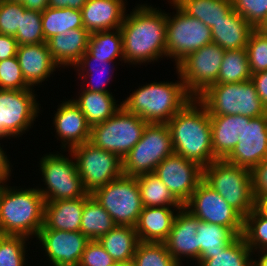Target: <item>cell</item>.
I'll return each instance as SVG.
<instances>
[{"label":"cell","instance_id":"obj_3","mask_svg":"<svg viewBox=\"0 0 267 266\" xmlns=\"http://www.w3.org/2000/svg\"><path fill=\"white\" fill-rule=\"evenodd\" d=\"M7 182L0 187V234L36 238L44 225L43 195L37 187H11Z\"/></svg>","mask_w":267,"mask_h":266},{"label":"cell","instance_id":"obj_28","mask_svg":"<svg viewBox=\"0 0 267 266\" xmlns=\"http://www.w3.org/2000/svg\"><path fill=\"white\" fill-rule=\"evenodd\" d=\"M212 148L217 160H224L239 142L243 129L242 115L210 116Z\"/></svg>","mask_w":267,"mask_h":266},{"label":"cell","instance_id":"obj_51","mask_svg":"<svg viewBox=\"0 0 267 266\" xmlns=\"http://www.w3.org/2000/svg\"><path fill=\"white\" fill-rule=\"evenodd\" d=\"M3 139V137H0L1 141ZM1 144L2 143H0V181L6 182L10 180V177L13 172V169L11 167L13 166L11 164L10 159L8 158L9 156H7L6 154V151H4L6 149H3L4 146L2 145L1 147Z\"/></svg>","mask_w":267,"mask_h":266},{"label":"cell","instance_id":"obj_36","mask_svg":"<svg viewBox=\"0 0 267 266\" xmlns=\"http://www.w3.org/2000/svg\"><path fill=\"white\" fill-rule=\"evenodd\" d=\"M87 52L93 58H101L109 62H116V59H119L125 63L120 28L91 33Z\"/></svg>","mask_w":267,"mask_h":266},{"label":"cell","instance_id":"obj_16","mask_svg":"<svg viewBox=\"0 0 267 266\" xmlns=\"http://www.w3.org/2000/svg\"><path fill=\"white\" fill-rule=\"evenodd\" d=\"M153 173L182 205L190 199L203 180V168L176 153L165 158Z\"/></svg>","mask_w":267,"mask_h":266},{"label":"cell","instance_id":"obj_23","mask_svg":"<svg viewBox=\"0 0 267 266\" xmlns=\"http://www.w3.org/2000/svg\"><path fill=\"white\" fill-rule=\"evenodd\" d=\"M182 207H144L135 225L140 242L164 243Z\"/></svg>","mask_w":267,"mask_h":266},{"label":"cell","instance_id":"obj_4","mask_svg":"<svg viewBox=\"0 0 267 266\" xmlns=\"http://www.w3.org/2000/svg\"><path fill=\"white\" fill-rule=\"evenodd\" d=\"M179 80L159 81L138 86L129 97L122 100V107L138 115L147 123H167L191 99L176 70Z\"/></svg>","mask_w":267,"mask_h":266},{"label":"cell","instance_id":"obj_41","mask_svg":"<svg viewBox=\"0 0 267 266\" xmlns=\"http://www.w3.org/2000/svg\"><path fill=\"white\" fill-rule=\"evenodd\" d=\"M242 237L252 252L267 246V218L255 208L244 218Z\"/></svg>","mask_w":267,"mask_h":266},{"label":"cell","instance_id":"obj_5","mask_svg":"<svg viewBox=\"0 0 267 266\" xmlns=\"http://www.w3.org/2000/svg\"><path fill=\"white\" fill-rule=\"evenodd\" d=\"M203 180L243 218L255 208L250 169L215 160L203 168Z\"/></svg>","mask_w":267,"mask_h":266},{"label":"cell","instance_id":"obj_31","mask_svg":"<svg viewBox=\"0 0 267 266\" xmlns=\"http://www.w3.org/2000/svg\"><path fill=\"white\" fill-rule=\"evenodd\" d=\"M199 244V261L194 266H200L211 254L222 251L232 243L238 235L230 228L216 224L200 222L197 227Z\"/></svg>","mask_w":267,"mask_h":266},{"label":"cell","instance_id":"obj_2","mask_svg":"<svg viewBox=\"0 0 267 266\" xmlns=\"http://www.w3.org/2000/svg\"><path fill=\"white\" fill-rule=\"evenodd\" d=\"M174 153L202 168L217 160L213 154L211 120L206 107L193 98L167 122Z\"/></svg>","mask_w":267,"mask_h":266},{"label":"cell","instance_id":"obj_18","mask_svg":"<svg viewBox=\"0 0 267 266\" xmlns=\"http://www.w3.org/2000/svg\"><path fill=\"white\" fill-rule=\"evenodd\" d=\"M35 244H40L52 266H78L87 243L90 241L80 231L40 229Z\"/></svg>","mask_w":267,"mask_h":266},{"label":"cell","instance_id":"obj_25","mask_svg":"<svg viewBox=\"0 0 267 266\" xmlns=\"http://www.w3.org/2000/svg\"><path fill=\"white\" fill-rule=\"evenodd\" d=\"M86 196L45 202L44 225L41 229L80 231Z\"/></svg>","mask_w":267,"mask_h":266},{"label":"cell","instance_id":"obj_17","mask_svg":"<svg viewBox=\"0 0 267 266\" xmlns=\"http://www.w3.org/2000/svg\"><path fill=\"white\" fill-rule=\"evenodd\" d=\"M267 159V113L250 118L243 116V129L239 134V142L225 161L252 169Z\"/></svg>","mask_w":267,"mask_h":266},{"label":"cell","instance_id":"obj_44","mask_svg":"<svg viewBox=\"0 0 267 266\" xmlns=\"http://www.w3.org/2000/svg\"><path fill=\"white\" fill-rule=\"evenodd\" d=\"M0 89L24 90L31 88L21 72L16 56L0 61Z\"/></svg>","mask_w":267,"mask_h":266},{"label":"cell","instance_id":"obj_48","mask_svg":"<svg viewBox=\"0 0 267 266\" xmlns=\"http://www.w3.org/2000/svg\"><path fill=\"white\" fill-rule=\"evenodd\" d=\"M250 171L254 197L267 196V159L253 167Z\"/></svg>","mask_w":267,"mask_h":266},{"label":"cell","instance_id":"obj_54","mask_svg":"<svg viewBox=\"0 0 267 266\" xmlns=\"http://www.w3.org/2000/svg\"><path fill=\"white\" fill-rule=\"evenodd\" d=\"M255 198V209L264 217L267 218V196L265 197H254Z\"/></svg>","mask_w":267,"mask_h":266},{"label":"cell","instance_id":"obj_13","mask_svg":"<svg viewBox=\"0 0 267 266\" xmlns=\"http://www.w3.org/2000/svg\"><path fill=\"white\" fill-rule=\"evenodd\" d=\"M224 53L221 46L212 42L187 55L174 67L192 98H198L216 84Z\"/></svg>","mask_w":267,"mask_h":266},{"label":"cell","instance_id":"obj_8","mask_svg":"<svg viewBox=\"0 0 267 266\" xmlns=\"http://www.w3.org/2000/svg\"><path fill=\"white\" fill-rule=\"evenodd\" d=\"M147 124L138 115L121 107L105 122L91 126L89 142L123 159L139 142Z\"/></svg>","mask_w":267,"mask_h":266},{"label":"cell","instance_id":"obj_6","mask_svg":"<svg viewBox=\"0 0 267 266\" xmlns=\"http://www.w3.org/2000/svg\"><path fill=\"white\" fill-rule=\"evenodd\" d=\"M46 153L39 160L38 170L43 187H37L46 202L81 198L88 194L77 171L73 155L68 150ZM71 157V158H69ZM46 186V187H45ZM45 187V188H44Z\"/></svg>","mask_w":267,"mask_h":266},{"label":"cell","instance_id":"obj_56","mask_svg":"<svg viewBox=\"0 0 267 266\" xmlns=\"http://www.w3.org/2000/svg\"><path fill=\"white\" fill-rule=\"evenodd\" d=\"M258 29L267 33V18H266L265 22Z\"/></svg>","mask_w":267,"mask_h":266},{"label":"cell","instance_id":"obj_53","mask_svg":"<svg viewBox=\"0 0 267 266\" xmlns=\"http://www.w3.org/2000/svg\"><path fill=\"white\" fill-rule=\"evenodd\" d=\"M10 2L21 3L27 10L43 12L48 8V0H7Z\"/></svg>","mask_w":267,"mask_h":266},{"label":"cell","instance_id":"obj_38","mask_svg":"<svg viewBox=\"0 0 267 266\" xmlns=\"http://www.w3.org/2000/svg\"><path fill=\"white\" fill-rule=\"evenodd\" d=\"M253 258V252L240 235L222 251L211 254L200 266H253Z\"/></svg>","mask_w":267,"mask_h":266},{"label":"cell","instance_id":"obj_27","mask_svg":"<svg viewBox=\"0 0 267 266\" xmlns=\"http://www.w3.org/2000/svg\"><path fill=\"white\" fill-rule=\"evenodd\" d=\"M114 64H117V63L104 61V59H101V58H93L86 51L81 56L80 60L72 67L73 69H75L74 71L78 73L77 74L79 77L78 79L81 78L80 80L81 81L83 80L80 83L82 84L80 85V90H88L91 92L112 93L107 88L109 87L107 86V84H109L110 81L112 82L111 78H113L112 75H114V72H115Z\"/></svg>","mask_w":267,"mask_h":266},{"label":"cell","instance_id":"obj_21","mask_svg":"<svg viewBox=\"0 0 267 266\" xmlns=\"http://www.w3.org/2000/svg\"><path fill=\"white\" fill-rule=\"evenodd\" d=\"M16 57L26 83L33 88L48 81L60 68L53 60L47 42L32 45H18Z\"/></svg>","mask_w":267,"mask_h":266},{"label":"cell","instance_id":"obj_15","mask_svg":"<svg viewBox=\"0 0 267 266\" xmlns=\"http://www.w3.org/2000/svg\"><path fill=\"white\" fill-rule=\"evenodd\" d=\"M183 207L201 222L228 227L238 236L243 233L244 218L204 180Z\"/></svg>","mask_w":267,"mask_h":266},{"label":"cell","instance_id":"obj_12","mask_svg":"<svg viewBox=\"0 0 267 266\" xmlns=\"http://www.w3.org/2000/svg\"><path fill=\"white\" fill-rule=\"evenodd\" d=\"M69 151L74 157L84 189L90 194L123 175L122 159L115 153L97 148L89 141Z\"/></svg>","mask_w":267,"mask_h":266},{"label":"cell","instance_id":"obj_11","mask_svg":"<svg viewBox=\"0 0 267 266\" xmlns=\"http://www.w3.org/2000/svg\"><path fill=\"white\" fill-rule=\"evenodd\" d=\"M92 197L110 214L116 225L135 227L144 206L137 178L122 175L95 189Z\"/></svg>","mask_w":267,"mask_h":266},{"label":"cell","instance_id":"obj_42","mask_svg":"<svg viewBox=\"0 0 267 266\" xmlns=\"http://www.w3.org/2000/svg\"><path fill=\"white\" fill-rule=\"evenodd\" d=\"M18 45H32L46 42L42 29L41 12L26 10L21 16L20 28L14 36Z\"/></svg>","mask_w":267,"mask_h":266},{"label":"cell","instance_id":"obj_35","mask_svg":"<svg viewBox=\"0 0 267 266\" xmlns=\"http://www.w3.org/2000/svg\"><path fill=\"white\" fill-rule=\"evenodd\" d=\"M136 178L144 207H183L153 172Z\"/></svg>","mask_w":267,"mask_h":266},{"label":"cell","instance_id":"obj_19","mask_svg":"<svg viewBox=\"0 0 267 266\" xmlns=\"http://www.w3.org/2000/svg\"><path fill=\"white\" fill-rule=\"evenodd\" d=\"M200 222L199 218L193 216L184 207L179 209L175 215L171 231L164 243L180 266H183L184 261L187 264L188 261L192 260V263L195 261V265L199 261V244L196 234Z\"/></svg>","mask_w":267,"mask_h":266},{"label":"cell","instance_id":"obj_40","mask_svg":"<svg viewBox=\"0 0 267 266\" xmlns=\"http://www.w3.org/2000/svg\"><path fill=\"white\" fill-rule=\"evenodd\" d=\"M133 261L137 266H180L169 253L165 243L140 242Z\"/></svg>","mask_w":267,"mask_h":266},{"label":"cell","instance_id":"obj_29","mask_svg":"<svg viewBox=\"0 0 267 266\" xmlns=\"http://www.w3.org/2000/svg\"><path fill=\"white\" fill-rule=\"evenodd\" d=\"M78 93L76 98L72 100L81 109L91 126L105 122L122 107V102L117 104L118 101L113 97L112 93L91 92L88 90H79Z\"/></svg>","mask_w":267,"mask_h":266},{"label":"cell","instance_id":"obj_24","mask_svg":"<svg viewBox=\"0 0 267 266\" xmlns=\"http://www.w3.org/2000/svg\"><path fill=\"white\" fill-rule=\"evenodd\" d=\"M90 33L85 28L67 30L47 41L53 60L62 69L71 68L87 51Z\"/></svg>","mask_w":267,"mask_h":266},{"label":"cell","instance_id":"obj_39","mask_svg":"<svg viewBox=\"0 0 267 266\" xmlns=\"http://www.w3.org/2000/svg\"><path fill=\"white\" fill-rule=\"evenodd\" d=\"M29 240L22 235L0 234V266H28L26 254L27 245L31 243Z\"/></svg>","mask_w":267,"mask_h":266},{"label":"cell","instance_id":"obj_49","mask_svg":"<svg viewBox=\"0 0 267 266\" xmlns=\"http://www.w3.org/2000/svg\"><path fill=\"white\" fill-rule=\"evenodd\" d=\"M18 43L14 36L0 34V61L16 56Z\"/></svg>","mask_w":267,"mask_h":266},{"label":"cell","instance_id":"obj_43","mask_svg":"<svg viewBox=\"0 0 267 266\" xmlns=\"http://www.w3.org/2000/svg\"><path fill=\"white\" fill-rule=\"evenodd\" d=\"M251 74L267 71V33L254 29L246 45Z\"/></svg>","mask_w":267,"mask_h":266},{"label":"cell","instance_id":"obj_1","mask_svg":"<svg viewBox=\"0 0 267 266\" xmlns=\"http://www.w3.org/2000/svg\"><path fill=\"white\" fill-rule=\"evenodd\" d=\"M151 4H136L120 27L125 64L158 63L166 58L165 10ZM160 60V61H159Z\"/></svg>","mask_w":267,"mask_h":266},{"label":"cell","instance_id":"obj_30","mask_svg":"<svg viewBox=\"0 0 267 266\" xmlns=\"http://www.w3.org/2000/svg\"><path fill=\"white\" fill-rule=\"evenodd\" d=\"M98 241L117 264L133 261L140 243L135 227L122 225H116Z\"/></svg>","mask_w":267,"mask_h":266},{"label":"cell","instance_id":"obj_57","mask_svg":"<svg viewBox=\"0 0 267 266\" xmlns=\"http://www.w3.org/2000/svg\"><path fill=\"white\" fill-rule=\"evenodd\" d=\"M119 266H137L134 261L120 263Z\"/></svg>","mask_w":267,"mask_h":266},{"label":"cell","instance_id":"obj_7","mask_svg":"<svg viewBox=\"0 0 267 266\" xmlns=\"http://www.w3.org/2000/svg\"><path fill=\"white\" fill-rule=\"evenodd\" d=\"M197 99L210 116L242 115L255 118L267 113L251 79L241 83L214 84Z\"/></svg>","mask_w":267,"mask_h":266},{"label":"cell","instance_id":"obj_34","mask_svg":"<svg viewBox=\"0 0 267 266\" xmlns=\"http://www.w3.org/2000/svg\"><path fill=\"white\" fill-rule=\"evenodd\" d=\"M44 39L65 33L67 30L84 28L81 10L72 8H46L41 12Z\"/></svg>","mask_w":267,"mask_h":266},{"label":"cell","instance_id":"obj_14","mask_svg":"<svg viewBox=\"0 0 267 266\" xmlns=\"http://www.w3.org/2000/svg\"><path fill=\"white\" fill-rule=\"evenodd\" d=\"M36 89H0V137L17 138L33 127L41 105Z\"/></svg>","mask_w":267,"mask_h":266},{"label":"cell","instance_id":"obj_26","mask_svg":"<svg viewBox=\"0 0 267 266\" xmlns=\"http://www.w3.org/2000/svg\"><path fill=\"white\" fill-rule=\"evenodd\" d=\"M255 28L238 12L232 10L230 14L211 28L213 43L226 50L246 48L251 32Z\"/></svg>","mask_w":267,"mask_h":266},{"label":"cell","instance_id":"obj_47","mask_svg":"<svg viewBox=\"0 0 267 266\" xmlns=\"http://www.w3.org/2000/svg\"><path fill=\"white\" fill-rule=\"evenodd\" d=\"M117 262L107 253L98 240H90L78 266H117Z\"/></svg>","mask_w":267,"mask_h":266},{"label":"cell","instance_id":"obj_52","mask_svg":"<svg viewBox=\"0 0 267 266\" xmlns=\"http://www.w3.org/2000/svg\"><path fill=\"white\" fill-rule=\"evenodd\" d=\"M87 0H48V7L51 8H72L81 10Z\"/></svg>","mask_w":267,"mask_h":266},{"label":"cell","instance_id":"obj_32","mask_svg":"<svg viewBox=\"0 0 267 266\" xmlns=\"http://www.w3.org/2000/svg\"><path fill=\"white\" fill-rule=\"evenodd\" d=\"M187 15L201 20L210 29L233 10L231 0H172Z\"/></svg>","mask_w":267,"mask_h":266},{"label":"cell","instance_id":"obj_58","mask_svg":"<svg viewBox=\"0 0 267 266\" xmlns=\"http://www.w3.org/2000/svg\"><path fill=\"white\" fill-rule=\"evenodd\" d=\"M263 250L267 253V246Z\"/></svg>","mask_w":267,"mask_h":266},{"label":"cell","instance_id":"obj_20","mask_svg":"<svg viewBox=\"0 0 267 266\" xmlns=\"http://www.w3.org/2000/svg\"><path fill=\"white\" fill-rule=\"evenodd\" d=\"M53 117L55 138L61 141V150L71 148L90 140L91 125L87 122L81 109L71 99L60 101Z\"/></svg>","mask_w":267,"mask_h":266},{"label":"cell","instance_id":"obj_46","mask_svg":"<svg viewBox=\"0 0 267 266\" xmlns=\"http://www.w3.org/2000/svg\"><path fill=\"white\" fill-rule=\"evenodd\" d=\"M26 10L21 3L0 0V34L15 36Z\"/></svg>","mask_w":267,"mask_h":266},{"label":"cell","instance_id":"obj_55","mask_svg":"<svg viewBox=\"0 0 267 266\" xmlns=\"http://www.w3.org/2000/svg\"><path fill=\"white\" fill-rule=\"evenodd\" d=\"M253 255L258 257L253 258V266H267V253L264 250L253 252Z\"/></svg>","mask_w":267,"mask_h":266},{"label":"cell","instance_id":"obj_22","mask_svg":"<svg viewBox=\"0 0 267 266\" xmlns=\"http://www.w3.org/2000/svg\"><path fill=\"white\" fill-rule=\"evenodd\" d=\"M127 0H87L81 9L84 28L91 34L120 28Z\"/></svg>","mask_w":267,"mask_h":266},{"label":"cell","instance_id":"obj_33","mask_svg":"<svg viewBox=\"0 0 267 266\" xmlns=\"http://www.w3.org/2000/svg\"><path fill=\"white\" fill-rule=\"evenodd\" d=\"M115 226L110 214L88 193L82 212L80 232L89 240H98Z\"/></svg>","mask_w":267,"mask_h":266},{"label":"cell","instance_id":"obj_50","mask_svg":"<svg viewBox=\"0 0 267 266\" xmlns=\"http://www.w3.org/2000/svg\"><path fill=\"white\" fill-rule=\"evenodd\" d=\"M251 81L255 85L262 104L267 108V71L252 74Z\"/></svg>","mask_w":267,"mask_h":266},{"label":"cell","instance_id":"obj_10","mask_svg":"<svg viewBox=\"0 0 267 266\" xmlns=\"http://www.w3.org/2000/svg\"><path fill=\"white\" fill-rule=\"evenodd\" d=\"M173 153L167 123H148L139 142L122 159L123 174L136 177L152 173Z\"/></svg>","mask_w":267,"mask_h":266},{"label":"cell","instance_id":"obj_9","mask_svg":"<svg viewBox=\"0 0 267 266\" xmlns=\"http://www.w3.org/2000/svg\"><path fill=\"white\" fill-rule=\"evenodd\" d=\"M168 2L172 9L175 8V12H167L166 15V55L167 60L174 59L175 66L187 55L213 40L211 29L206 24L187 15L172 0Z\"/></svg>","mask_w":267,"mask_h":266},{"label":"cell","instance_id":"obj_45","mask_svg":"<svg viewBox=\"0 0 267 266\" xmlns=\"http://www.w3.org/2000/svg\"><path fill=\"white\" fill-rule=\"evenodd\" d=\"M233 10L238 12L255 29L267 18V0H231Z\"/></svg>","mask_w":267,"mask_h":266},{"label":"cell","instance_id":"obj_37","mask_svg":"<svg viewBox=\"0 0 267 266\" xmlns=\"http://www.w3.org/2000/svg\"><path fill=\"white\" fill-rule=\"evenodd\" d=\"M251 76L246 48L226 50L216 84L241 83Z\"/></svg>","mask_w":267,"mask_h":266}]
</instances>
